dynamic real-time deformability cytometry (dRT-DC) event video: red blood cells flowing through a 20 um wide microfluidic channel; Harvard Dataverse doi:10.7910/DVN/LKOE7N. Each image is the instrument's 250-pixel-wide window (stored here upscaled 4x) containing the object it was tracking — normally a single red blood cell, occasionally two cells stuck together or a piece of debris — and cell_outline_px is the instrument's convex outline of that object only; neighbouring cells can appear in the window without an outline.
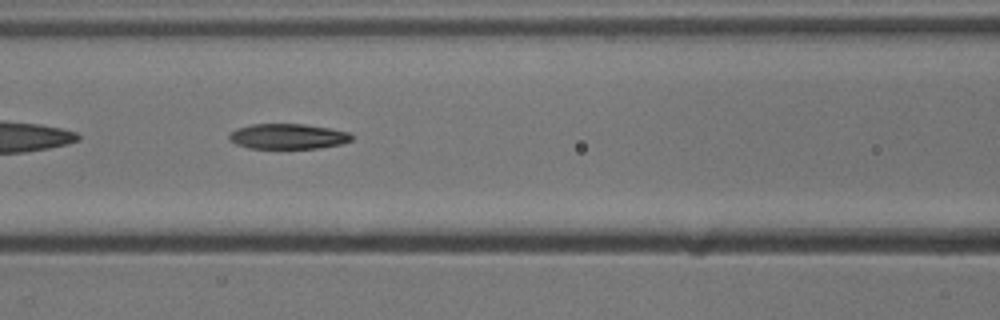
{"species": "common noctule bat (a hibernating species)", "species_latin": "Nyctalus noctula", "temperature_condition": "cold", "stored_images_in_passage": 30, "camera_frame_rate_fps": 3000, "um_per_image_px": 0.085, "animal": {"sex": "male", "body_mass_g": 13.3}, "frame": {"image": 1, "passage_image": 9, "time_ms": 2.667, "image_size_px": [1000, 320], "cell_outline_px": [[352, 140], [340, 144], [320, 148], [248, 148], [236, 144], [228, 140], [228, 136], [236, 128], [252, 124], [304, 124], [328, 128], [348, 132], [352, 136]], "centroid_in_image_um": [24.44, 11.59], "position_along_channel_um": 142.2, "area_um2": 17.98}}
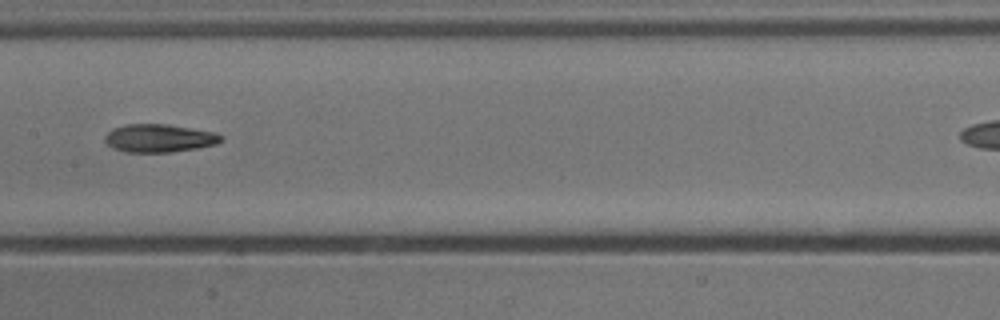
{"frame": {"image": 2, "passage_image": 13, "time_ms": 4.0, "image_size_px": [1000, 320], "cell_outline_px": [[224, 140], [216, 144], [196, 148], [168, 152], [124, 152], [112, 148], [104, 140], [104, 136], [112, 128], [128, 124], [168, 124], [216, 132], [224, 136]], "centroid_in_image_um": [13.54, 11.74], "position_along_channel_um": 193.9, "area_um2": 19.13}}
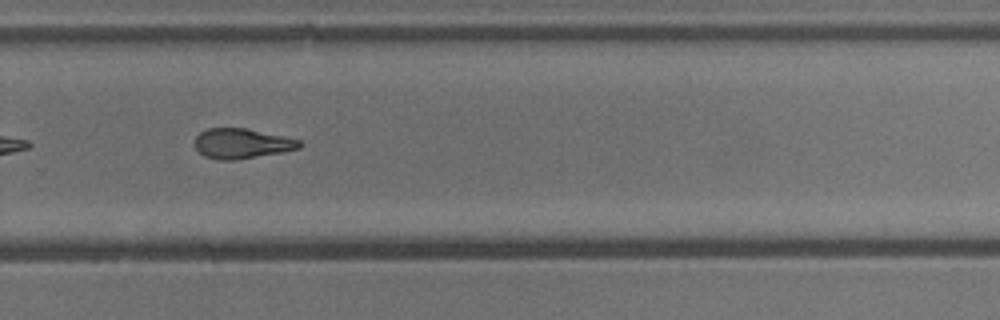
{"frame": {"image": 3, "passage_image": 22, "time_ms": 7.0, "image_size_px": [1000, 320], "cell_outline_px": [[304, 144], [300, 148], [284, 152], [236, 160], [216, 160], [204, 156], [196, 148], [196, 136], [200, 132], [208, 128], [244, 128], [300, 140]], "centroid_in_image_um": [20.57, 12.21], "position_along_channel_um": 309.2, "area_um2": 18.26}}